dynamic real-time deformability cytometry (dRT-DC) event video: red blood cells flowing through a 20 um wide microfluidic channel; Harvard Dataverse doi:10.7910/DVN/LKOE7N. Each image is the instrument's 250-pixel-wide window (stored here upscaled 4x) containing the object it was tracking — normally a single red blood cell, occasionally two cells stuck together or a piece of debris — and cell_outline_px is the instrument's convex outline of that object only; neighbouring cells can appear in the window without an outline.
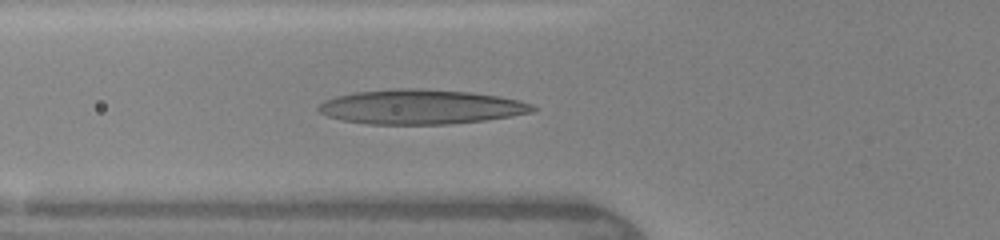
{"species": "human", "species_latin": "Homo sapiens", "temperature_condition": "warm", "stored_images_in_passage": 6, "camera_frame_rate_fps": 3000, "um_per_image_px": 0.085, "donor": {"sex": "female"}, "frame": {"image": 1, "passage_image": 6, "time_ms": 3.0, "image_size_px": [1000, 240], "cell_outline_px": [[540, 108], [532, 112], [512, 116], [484, 120], [448, 124], [368, 124], [344, 120], [328, 116], [320, 112], [316, 108], [324, 100], [336, 96], [352, 92], [392, 88], [420, 88], [472, 92], [500, 96], [520, 100], [532, 104]], "centroid_in_image_um": [35.79, 9.07], "position_along_channel_um": 90.0, "area_um2": 43.52}}